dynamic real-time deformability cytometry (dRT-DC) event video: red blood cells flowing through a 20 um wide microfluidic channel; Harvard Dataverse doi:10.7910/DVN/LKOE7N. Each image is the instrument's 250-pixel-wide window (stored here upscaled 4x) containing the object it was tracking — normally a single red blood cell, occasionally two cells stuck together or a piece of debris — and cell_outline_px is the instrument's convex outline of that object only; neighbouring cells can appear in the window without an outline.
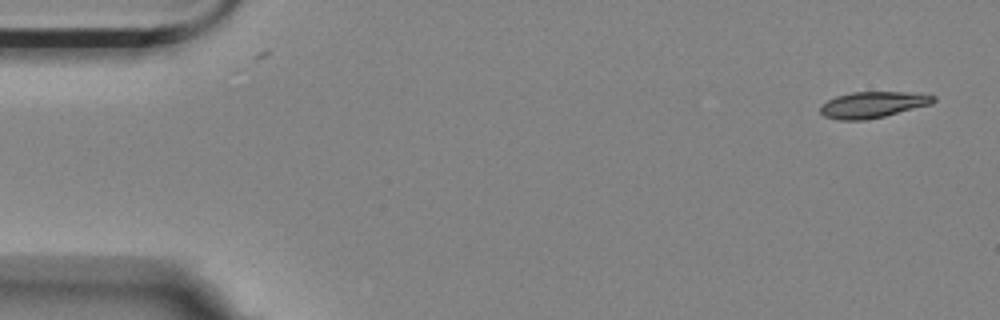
{"species": "Egyptian fruit bat (a non-hibernating species)", "species_latin": "Rousettus aegyptiacus", "temperature_condition": "room temperature", "stored_images_in_passage": 5, "camera_frame_rate_fps": 3000, "um_per_image_px": 0.085, "animal": {"sex": "female"}, "frame": {"image": 1, "passage_image": 1, "time_ms": 0.0, "image_size_px": [1000, 320], "cell_outline_px": [[936, 100], [932, 104], [884, 116], [864, 120], [836, 120], [824, 116], [820, 112], [820, 104], [836, 96], [852, 92], [908, 92], [936, 96]], "centroid_in_image_um": [74.16, 8.9], "position_along_channel_um": 10.8, "area_um2": 17.28}}
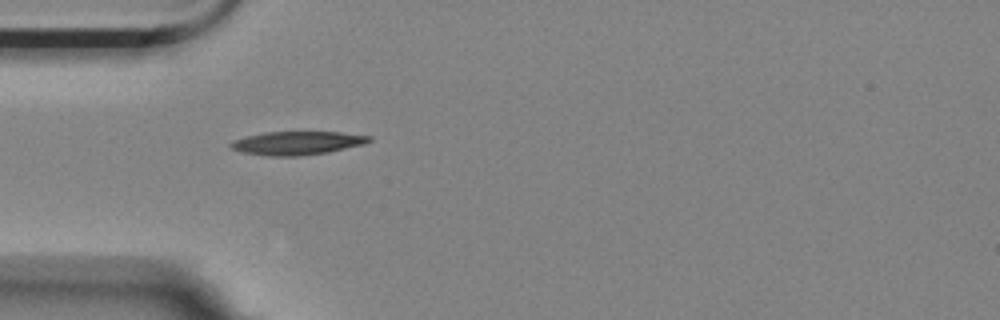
{"frame": {"image": 2, "passage_image": 4, "time_ms": 1.0, "image_size_px": [1000, 320], "cell_outline_px": [[372, 140], [364, 144], [328, 152], [300, 156], [268, 156], [240, 152], [232, 148], [228, 144], [232, 140], [264, 132], [340, 132], [372, 136]], "centroid_in_image_um": [25.25, 12.16], "position_along_channel_um": 59.8, "area_um2": 18.96}}
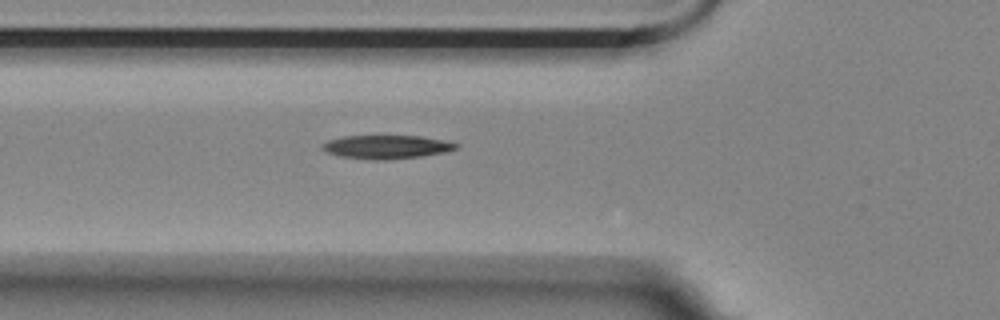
{"frame": {"image": 3, "passage_image": 5, "time_ms": 1.333, "image_size_px": [1000, 320], "cell_outline_px": [[460, 144], [456, 148], [444, 152], [420, 156], [388, 160], [372, 160], [340, 156], [328, 152], [320, 148], [320, 144], [328, 140], [344, 136], [420, 136]], "centroid_in_image_um": [32.79, 12.49], "position_along_channel_um": 93.0, "area_um2": 18.21}}